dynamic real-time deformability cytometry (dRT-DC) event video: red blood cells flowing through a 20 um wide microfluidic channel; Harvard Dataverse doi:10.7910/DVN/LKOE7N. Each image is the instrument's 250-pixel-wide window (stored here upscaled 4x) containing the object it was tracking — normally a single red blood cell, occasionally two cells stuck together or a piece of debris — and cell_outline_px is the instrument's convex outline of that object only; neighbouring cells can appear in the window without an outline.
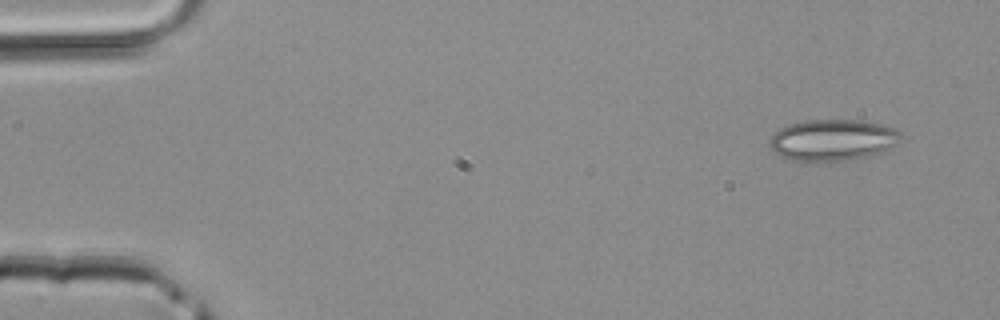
{"species": "common noctule bat (a hibernating species)", "species_latin": "Nyctalus noctula", "temperature_condition": "room temperature", "stored_images_in_passage": 4, "camera_frame_rate_fps": 3000, "um_per_image_px": 0.085, "animal": {"sex": "male", "body_mass_g": 20.4}, "frame": {"image": 1, "passage_image": 1, "time_ms": 0.0, "image_size_px": [1000, 320], "cell_outline_px": [[904, 140], [884, 152], [852, 160], [796, 160], [780, 156], [768, 144], [768, 140], [780, 128], [788, 124], [804, 120], [860, 120], [880, 124], [892, 128], [900, 132], [904, 136]], "centroid_in_image_um": [70.84, 11.89], "position_along_channel_um": 14.2, "area_um2": 31.67}}